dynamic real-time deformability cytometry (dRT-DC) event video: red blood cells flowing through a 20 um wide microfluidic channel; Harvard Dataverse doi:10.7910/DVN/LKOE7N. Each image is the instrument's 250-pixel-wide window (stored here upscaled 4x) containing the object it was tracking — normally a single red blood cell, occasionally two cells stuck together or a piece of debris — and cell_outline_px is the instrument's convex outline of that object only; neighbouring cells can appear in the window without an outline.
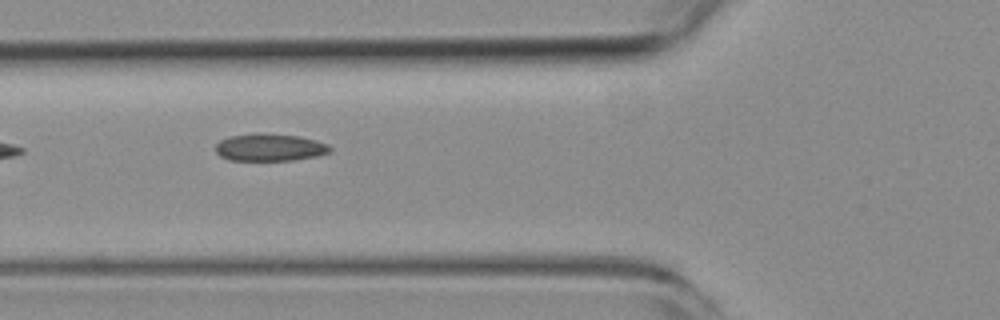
{"species": "common noctule bat (a hibernating species)", "species_latin": "Nyctalus noctula", "temperature_condition": "room temperature", "stored_images_in_passage": 6, "camera_frame_rate_fps": 3000, "um_per_image_px": 0.085, "animal": {"sex": "female", "body_mass_g": 19.3, "forearm_length_mm": 54.1}, "frame": {"image": 1, "passage_image": 5, "time_ms": 4.667, "image_size_px": [1000, 320], "cell_outline_px": [[332, 152], [316, 156], [292, 160], [228, 160], [220, 156], [216, 152], [216, 144], [220, 140], [232, 136], [256, 132], [260, 132], [300, 136], [316, 140], [328, 144], [332, 148]], "centroid_in_image_um": [22.95, 12.51], "position_along_channel_um": 102.9, "area_um2": 18.44}}
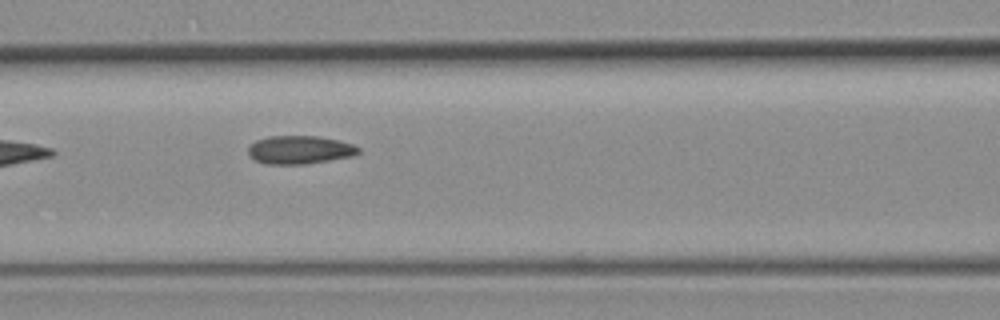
{"frame": {"image": 2, "passage_image": 6, "time_ms": 5.667, "image_size_px": [1000, 320], "cell_outline_px": [[360, 152], [356, 156], [304, 164], [264, 164], [256, 160], [248, 152], [248, 148], [256, 140], [268, 136], [316, 136], [340, 140], [352, 144], [360, 148]], "centroid_in_image_um": [25.52, 12.73], "position_along_channel_um": 141.1, "area_um2": 18.21}}